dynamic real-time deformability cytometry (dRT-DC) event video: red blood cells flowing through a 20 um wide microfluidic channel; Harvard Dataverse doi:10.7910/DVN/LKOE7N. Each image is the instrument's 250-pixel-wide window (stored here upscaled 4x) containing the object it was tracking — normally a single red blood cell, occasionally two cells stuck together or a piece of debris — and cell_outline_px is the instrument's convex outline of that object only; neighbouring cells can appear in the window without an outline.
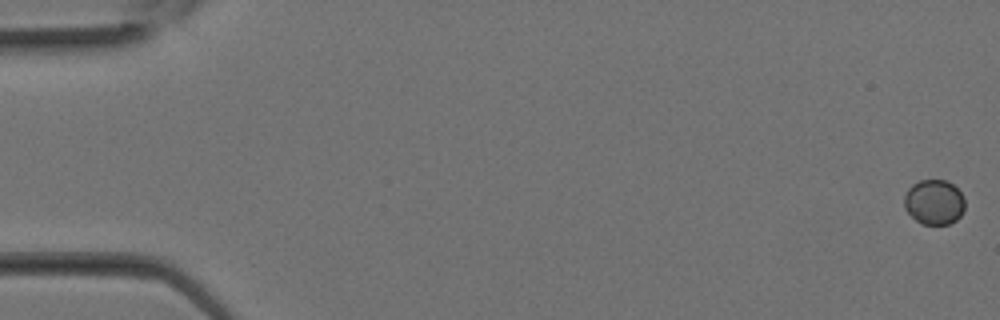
{"species": "Egyptian fruit bat (a non-hibernating species)", "species_latin": "Rousettus aegyptiacus", "temperature_condition": "room temperature", "stored_images_in_passage": 31, "camera_frame_rate_fps": 3000, "um_per_image_px": 0.085, "animal": {"sex": "female"}, "frame": {"image": 1, "passage_image": 1, "time_ms": 0.0, "image_size_px": [1000, 320], "cell_outline_px": [[964, 208], [960, 216], [956, 220], [948, 224], [924, 224], [916, 220], [904, 208], [904, 196], [908, 188], [912, 184], [920, 180], [948, 180], [964, 196]], "centroid_in_image_um": [79.39, 17.16], "position_along_channel_um": 5.6, "area_um2": 15.9}}
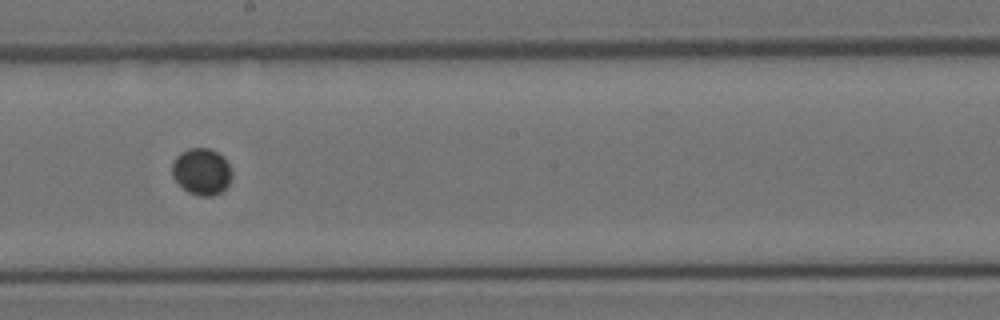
{"frame": {"image": 2, "passage_image": 18, "time_ms": 5.667, "image_size_px": [1000, 320], "cell_outline_px": [[232, 176], [228, 184], [220, 192], [212, 196], [200, 196], [188, 192], [172, 176], [172, 160], [180, 152], [188, 148], [208, 148], [224, 156], [232, 172]], "centroid_in_image_um": [17.13, 14.56], "position_along_channel_um": 231.1, "area_um2": 16.24}}
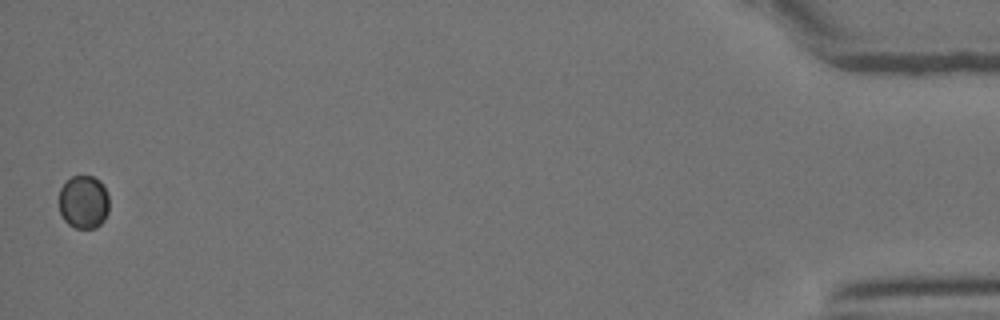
{"frame": {"image": 3, "passage_image": 31, "time_ms": 10.0, "image_size_px": [1000, 320], "cell_outline_px": [[108, 212], [104, 220], [96, 228], [76, 228], [68, 224], [64, 220], [60, 212], [60, 188], [72, 176], [92, 176], [100, 180], [108, 192]], "centroid_in_image_um": [7.13, 17.17], "position_along_channel_um": 428.1, "area_um2": 15.61}}